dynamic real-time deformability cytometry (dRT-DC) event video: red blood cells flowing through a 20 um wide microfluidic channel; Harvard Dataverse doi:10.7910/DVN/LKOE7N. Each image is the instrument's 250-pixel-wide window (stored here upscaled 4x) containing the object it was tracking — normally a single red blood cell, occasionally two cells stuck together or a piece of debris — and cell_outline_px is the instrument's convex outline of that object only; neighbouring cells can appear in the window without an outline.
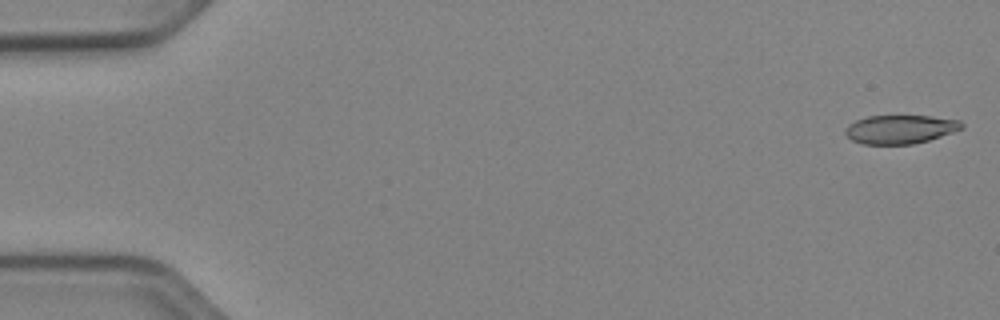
{"species": "Egyptian fruit bat (a non-hibernating species)", "species_latin": "Rousettus aegyptiacus", "temperature_condition": "cold", "stored_images_in_passage": 52, "camera_frame_rate_fps": 3000, "um_per_image_px": 0.085, "animal": {"sex": "female"}, "frame": {"image": 1, "passage_image": 1, "time_ms": 0.0, "image_size_px": [1000, 320], "cell_outline_px": [[964, 128], [928, 140], [912, 144], [864, 144], [852, 140], [844, 132], [848, 124], [856, 120], [868, 116], [932, 116], [960, 120], [964, 124]], "centroid_in_image_um": [76.53, 10.98], "position_along_channel_um": 8.5, "area_um2": 19.36}}
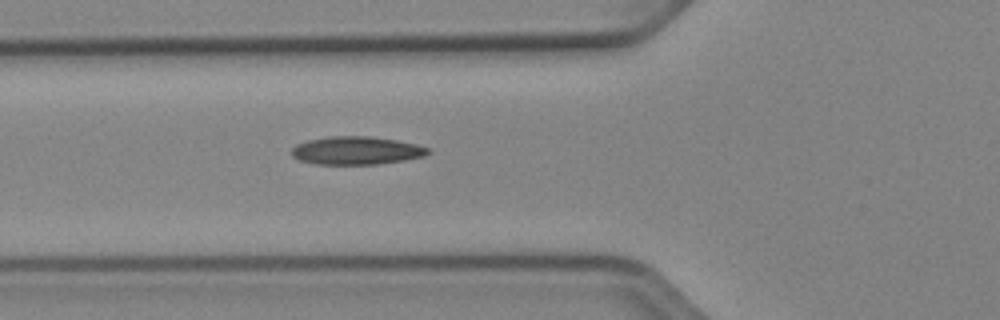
{"frame": {"image": 2, "passage_image": 19, "time_ms": 6.0, "image_size_px": [1000, 320], "cell_outline_px": [[432, 152], [424, 156], [404, 160], [376, 164], [316, 164], [300, 160], [292, 156], [292, 148], [296, 144], [308, 140], [328, 136], [372, 136], [396, 140], [416, 144], [428, 148]], "centroid_in_image_um": [30.3, 12.79], "position_along_channel_um": 95.5, "area_um2": 22.31}}
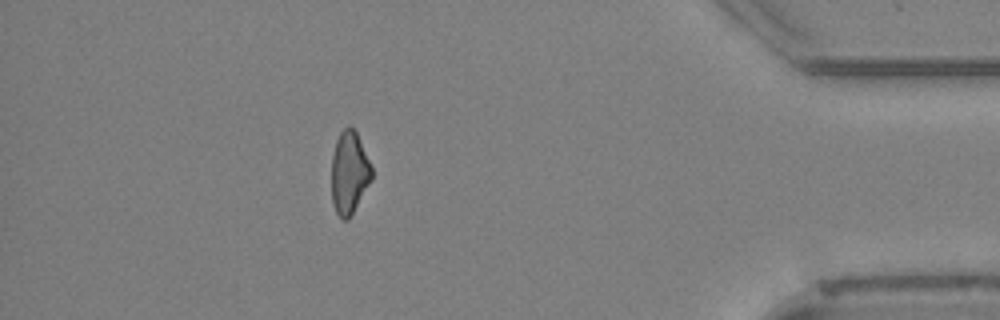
{"frame": {"image": 3, "passage_image": 46, "time_ms": 15.0, "image_size_px": [1000, 320], "cell_outline_px": [[372, 180], [348, 220], [340, 220], [336, 212], [332, 200], [332, 156], [336, 140], [340, 132], [348, 124], [356, 132], [372, 168]], "centroid_in_image_um": [29.68, 14.7], "position_along_channel_um": 405.5, "area_um2": 19.25}, "authors_computed_cell_mechanics": {"area_um2": 20.8369, "velocity_mm_per_s": 3.9322, "shape_relaxation_time_tau1_ms": null, "shape_relaxation_time_tau2_ms": 8.807, "deformation_change_tau1": null, "deformation_change_tau2": 0.1903}}